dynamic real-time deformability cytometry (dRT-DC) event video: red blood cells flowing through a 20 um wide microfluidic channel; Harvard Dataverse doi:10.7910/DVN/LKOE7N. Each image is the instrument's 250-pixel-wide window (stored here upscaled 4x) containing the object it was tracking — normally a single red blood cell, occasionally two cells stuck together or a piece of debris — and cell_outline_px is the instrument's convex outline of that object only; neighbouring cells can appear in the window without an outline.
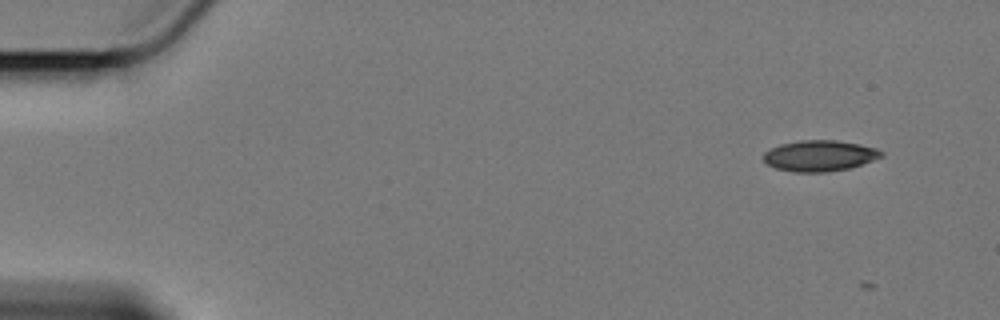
{"species": "Egyptian fruit bat (a non-hibernating species)", "species_latin": "Rousettus aegyptiacus", "temperature_condition": "cold", "stored_images_in_passage": 13, "camera_frame_rate_fps": 3000, "um_per_image_px": 0.085, "animal": {"sex": "female"}, "frame": {"image": 1, "passage_image": 3, "time_ms": 0.667, "image_size_px": [1000, 320], "cell_outline_px": [[884, 156], [848, 168], [824, 172], [796, 172], [776, 168], [768, 164], [764, 160], [764, 152], [780, 144], [800, 140], [836, 140], [860, 144], [876, 148], [884, 152]], "centroid_in_image_um": [69.67, 13.23], "position_along_channel_um": 15.3, "area_um2": 21.04}}